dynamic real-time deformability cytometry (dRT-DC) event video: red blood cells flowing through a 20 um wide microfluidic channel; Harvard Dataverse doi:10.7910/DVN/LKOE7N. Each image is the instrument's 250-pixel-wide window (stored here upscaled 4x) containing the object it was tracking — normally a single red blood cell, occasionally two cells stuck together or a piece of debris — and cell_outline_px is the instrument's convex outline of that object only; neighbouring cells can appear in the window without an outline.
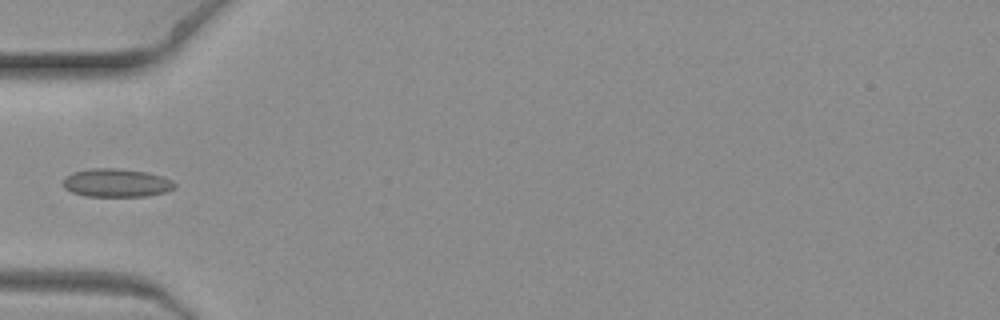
{"species": "common noctule bat (a hibernating species)", "species_latin": "Nyctalus noctula", "temperature_condition": "warm", "stored_images_in_passage": 6, "camera_frame_rate_fps": 3000, "um_per_image_px": 0.085, "animal": {"sex": "female", "body_mass_g": 19.3, "forearm_length_mm": 54.1}, "frame": {"image": 1, "passage_image": 6, "time_ms": 1.667, "image_size_px": [1000, 320], "cell_outline_px": [[176, 188], [164, 192], [144, 196], [84, 196], [72, 192], [64, 188], [64, 176], [72, 172], [92, 168], [116, 168], [148, 172], [172, 180], [176, 184]], "centroid_in_image_um": [9.88, 15.54], "position_along_channel_um": 75.1, "area_um2": 18.44}}